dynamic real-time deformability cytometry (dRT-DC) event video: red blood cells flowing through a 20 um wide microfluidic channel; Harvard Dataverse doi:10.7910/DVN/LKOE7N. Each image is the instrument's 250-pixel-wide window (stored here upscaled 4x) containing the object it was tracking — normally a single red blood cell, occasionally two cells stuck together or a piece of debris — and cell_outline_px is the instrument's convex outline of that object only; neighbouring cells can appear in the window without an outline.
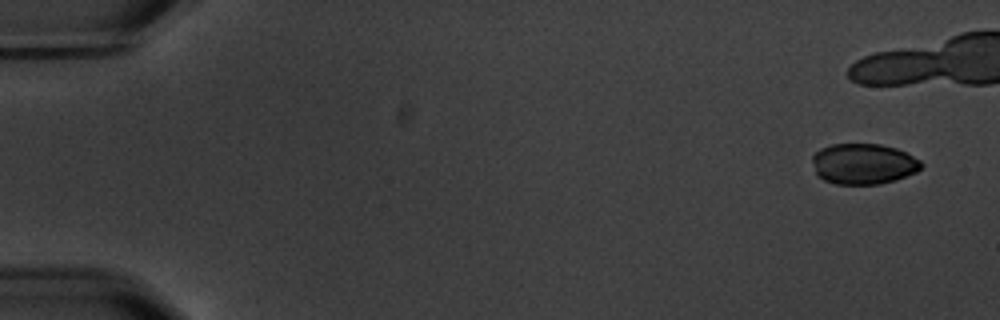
{"species": "common noctule bat (a hibernating species)", "species_latin": "Nyctalus noctula", "temperature_condition": "warm", "stored_images_in_passage": 6, "camera_frame_rate_fps": 3000, "um_per_image_px": 0.085, "animal": {"sex": "male", "body_mass_g": 20.1, "forearm_length_mm": 53.5}, "frame": {"image": 1, "passage_image": 1, "time_ms": 0.0, "image_size_px": [1000, 320], "cell_outline_px": [[924, 164], [916, 172], [896, 180], [880, 184], [836, 184], [824, 180], [816, 172], [812, 160], [812, 156], [820, 148], [832, 144], [880, 144], [896, 148], [920, 160]], "centroid_in_image_um": [73.4, 13.93], "position_along_channel_um": 11.6, "area_um2": 25.78}}